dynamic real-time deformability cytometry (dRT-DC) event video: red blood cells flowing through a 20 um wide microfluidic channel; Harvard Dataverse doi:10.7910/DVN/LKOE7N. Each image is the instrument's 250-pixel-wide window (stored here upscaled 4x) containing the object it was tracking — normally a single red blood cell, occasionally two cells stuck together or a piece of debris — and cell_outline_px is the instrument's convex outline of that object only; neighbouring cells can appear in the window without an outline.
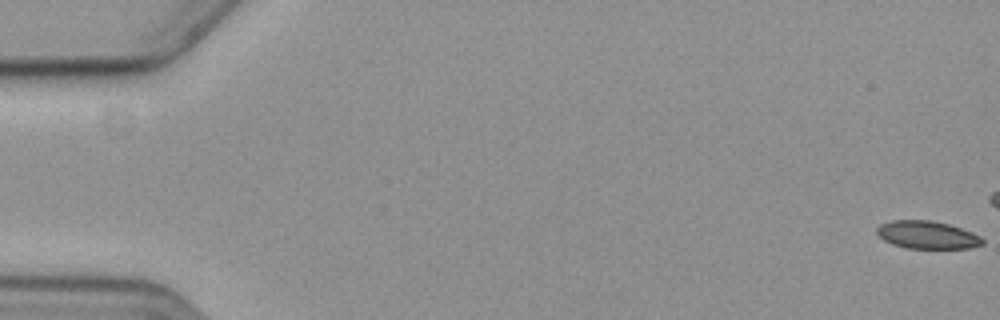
{"species": "common noctule bat (a hibernating species)", "species_latin": "Nyctalus noctula", "temperature_condition": "cold", "stored_images_in_passage": 20, "camera_frame_rate_fps": 3000, "um_per_image_px": 0.085, "animal": {"sex": "female", "body_mass_g": 19.3, "forearm_length_mm": 54.1}, "frame": {"image": 1, "passage_image": 1, "time_ms": 0.0, "image_size_px": [1000, 320], "cell_outline_px": [[984, 244], [968, 248], [904, 248], [892, 244], [884, 240], [876, 232], [876, 228], [880, 224], [892, 220], [928, 220], [948, 224], [972, 232], [980, 236], [984, 240]], "centroid_in_image_um": [78.8, 19.97], "position_along_channel_um": 6.2, "area_um2": 17.05}}